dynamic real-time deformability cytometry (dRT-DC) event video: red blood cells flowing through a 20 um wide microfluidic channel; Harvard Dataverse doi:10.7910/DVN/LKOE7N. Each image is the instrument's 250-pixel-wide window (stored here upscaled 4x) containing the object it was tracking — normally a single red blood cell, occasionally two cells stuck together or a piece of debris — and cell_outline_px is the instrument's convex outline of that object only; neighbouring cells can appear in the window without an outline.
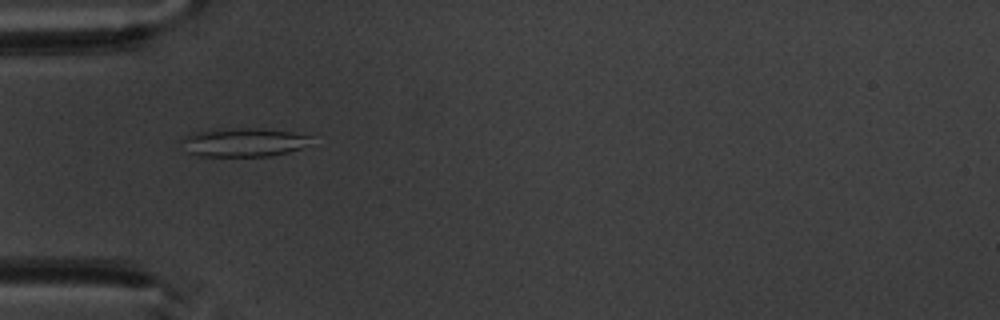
{"species": "common noctule bat (a hibernating species)", "species_latin": "Nyctalus noctula", "temperature_condition": "warm", "stored_images_in_passage": 7, "camera_frame_rate_fps": 3000, "um_per_image_px": 0.085, "animal": {"sex": "male", "body_mass_g": 20.1, "forearm_length_mm": 53.5}, "frame": {"image": 1, "passage_image": 3, "time_ms": 2.333, "image_size_px": [1000, 320], "cell_outline_px": [[312, 136], [300, 148], [288, 152], [268, 156], [196, 156], [188, 152], [180, 140], [184, 136], [196, 132], [212, 128], [256, 128], [288, 132]], "centroid_in_image_um": [20.59, 12.09], "position_along_channel_um": 64.4, "area_um2": 21.44}}
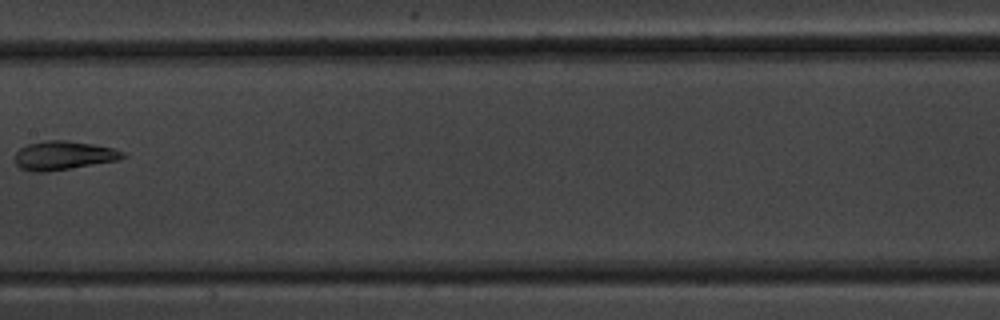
{"frame": {"image": 2, "passage_image": 6, "time_ms": 6.0, "image_size_px": [1000, 320], "cell_outline_px": [[128, 156], [120, 160], [44, 172], [32, 172], [20, 168], [16, 164], [16, 152], [20, 148], [28, 144], [44, 140], [68, 140], [92, 144], [112, 148], [124, 152]], "centroid_in_image_um": [5.41, 13.21], "position_along_channel_um": 202.0, "area_um2": 18.09}}
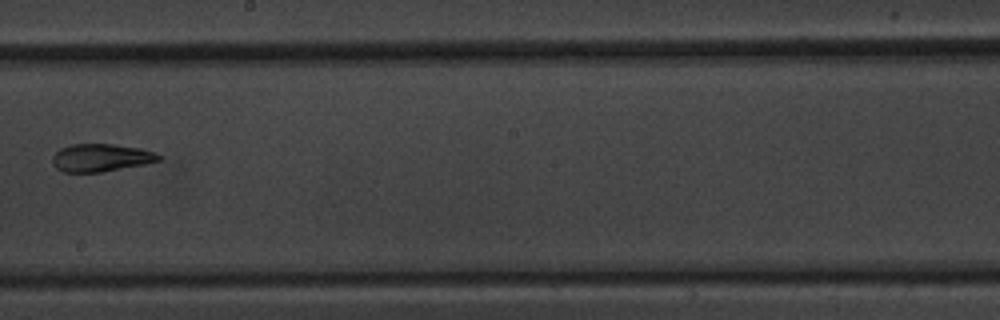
{"frame": {"image": 3, "passage_image": 7, "time_ms": 7.0, "image_size_px": [1000, 320], "cell_outline_px": [[164, 160], [144, 164], [100, 172], [64, 172], [56, 168], [52, 164], [52, 156], [60, 148], [72, 144], [112, 144], [140, 148], [164, 156]], "centroid_in_image_um": [8.59, 13.4], "position_along_channel_um": 239.6, "area_um2": 17.22}}